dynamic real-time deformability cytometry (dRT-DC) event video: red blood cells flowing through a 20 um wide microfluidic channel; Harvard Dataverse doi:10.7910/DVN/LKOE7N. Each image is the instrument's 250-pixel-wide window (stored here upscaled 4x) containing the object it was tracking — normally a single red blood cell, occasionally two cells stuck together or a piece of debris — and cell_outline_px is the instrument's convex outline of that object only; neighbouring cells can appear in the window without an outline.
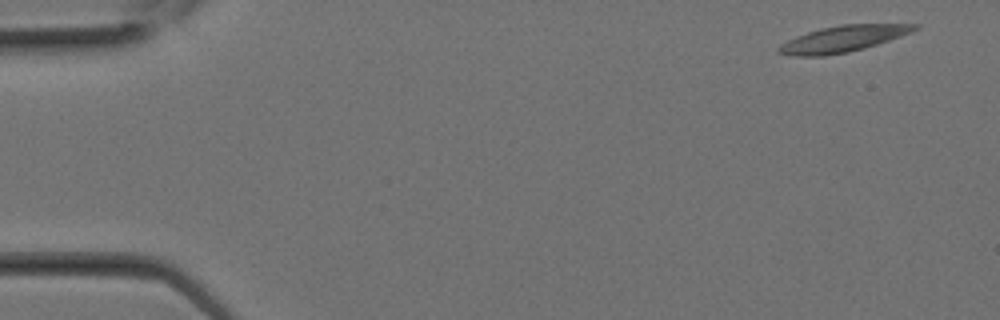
{"species": "Egyptian fruit bat (a non-hibernating species)", "species_latin": "Rousettus aegyptiacus", "temperature_condition": "room temperature", "stored_images_in_passage": 26, "camera_frame_rate_fps": 3000, "um_per_image_px": 0.085, "animal": {"sex": "female"}, "frame": {"image": 1, "passage_image": 1, "time_ms": 0.0, "image_size_px": [1000, 320], "cell_outline_px": [[920, 28], [912, 32], [864, 48], [848, 52], [824, 56], [792, 56], [776, 52], [776, 48], [780, 44], [796, 36], [820, 28], [840, 24], [920, 24]], "centroid_in_image_um": [71.62, 3.3], "position_along_channel_um": 13.4, "area_um2": 20.81}}
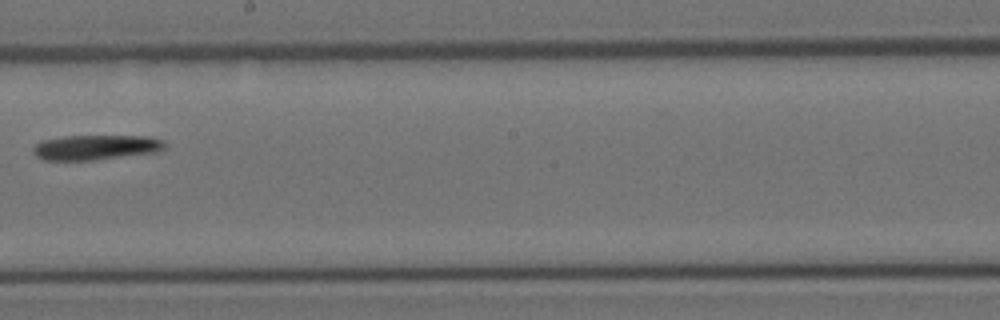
{"frame": {"image": 2, "passage_image": 15, "time_ms": 4.667, "image_size_px": [1000, 320], "cell_outline_px": [[168, 144], [160, 152], [96, 160], [44, 160], [36, 156], [32, 152], [32, 148], [40, 140], [64, 136], [148, 136], [164, 140]], "centroid_in_image_um": [8.17, 12.52], "position_along_channel_um": 240.0, "area_um2": 19.54}}
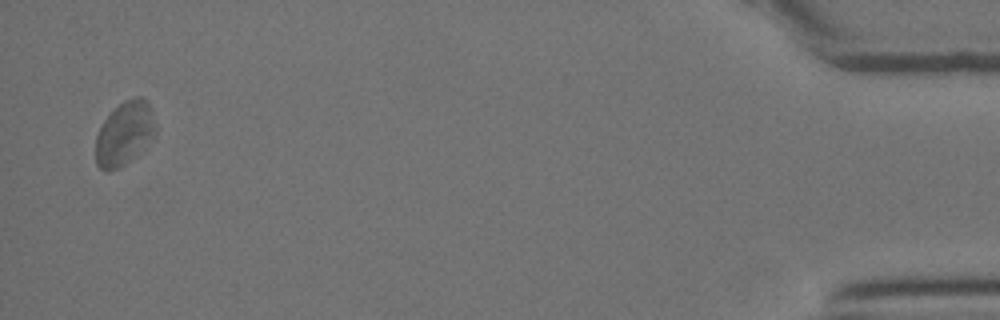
{"frame": {"image": 3, "passage_image": 26, "time_ms": 8.333, "image_size_px": [1000, 320], "cell_outline_px": [[156, 136], [136, 156], [120, 168], [108, 172], [100, 168], [96, 164], [96, 136], [104, 120], [124, 100], [132, 96], [140, 96], [148, 104], [156, 128]], "centroid_in_image_um": [10.59, 11.38], "position_along_channel_um": 424.6, "area_um2": 22.2}}